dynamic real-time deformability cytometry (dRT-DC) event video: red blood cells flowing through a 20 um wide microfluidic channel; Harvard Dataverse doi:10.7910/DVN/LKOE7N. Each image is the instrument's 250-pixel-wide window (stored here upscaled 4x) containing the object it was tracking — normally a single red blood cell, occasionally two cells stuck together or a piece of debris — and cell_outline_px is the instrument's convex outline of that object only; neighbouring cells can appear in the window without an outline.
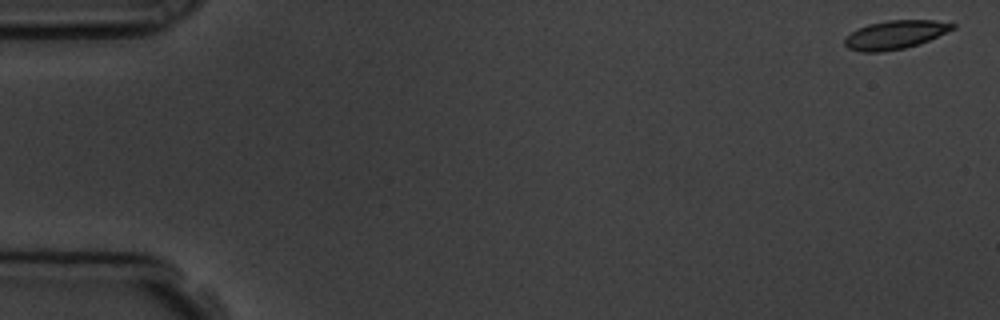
{"species": "common noctule bat (a hibernating species)", "species_latin": "Nyctalus noctula", "temperature_condition": "room temperature", "stored_images_in_passage": 54, "camera_frame_rate_fps": 3000, "um_per_image_px": 0.085, "animal": {"sex": "male", "body_mass_g": 19.5, "forearm_length_mm": 54.6}, "frame": {"image": 1, "passage_image": 1, "time_ms": 0.0, "image_size_px": [1000, 320], "cell_outline_px": [[956, 28], [928, 40], [904, 48], [880, 52], [860, 52], [848, 48], [844, 44], [844, 36], [868, 24], [888, 20], [936, 20], [956, 24]], "centroid_in_image_um": [76.07, 2.95], "position_along_channel_um": 8.9, "area_um2": 17.86}}
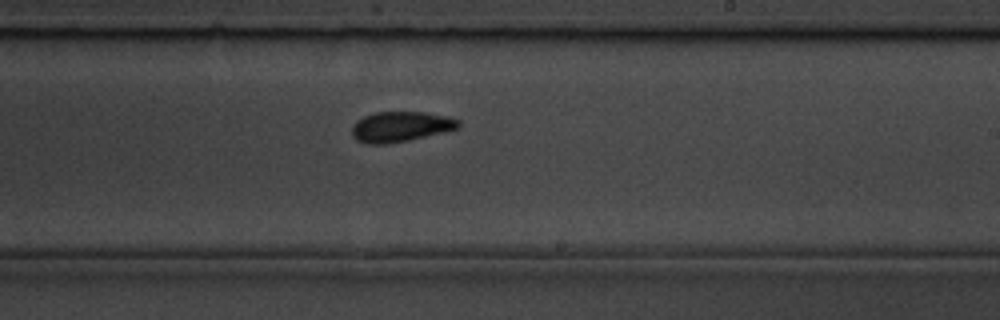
{"frame": {"image": 2, "passage_image": 32, "time_ms": 10.333, "image_size_px": [1000, 320], "cell_outline_px": [[460, 128], [408, 140], [388, 144], [368, 144], [356, 140], [352, 136], [352, 124], [356, 120], [364, 116], [376, 112], [424, 112], [448, 116], [460, 120]], "centroid_in_image_um": [34.03, 10.76], "position_along_channel_um": 255.0, "area_um2": 18.9}}
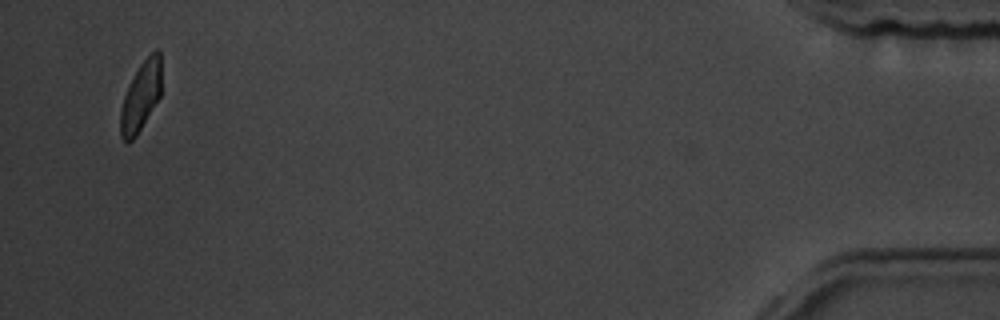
{"frame": {"image": 3, "passage_image": 52, "time_ms": 17.0, "image_size_px": [1000, 320], "cell_outline_px": [[160, 96], [136, 136], [128, 144], [120, 136], [120, 112], [124, 96], [128, 84], [132, 76], [140, 64], [156, 48], [160, 48]], "centroid_in_image_um": [11.95, 8.19], "position_along_channel_um": 423.3, "area_um2": 16.47}, "authors_computed_cell_mechanics": {"area_um2": 18.2359, "velocity_mm_per_s": 3.775, "shape_relaxation_time_tau1_ms": 2.6886, "shape_relaxation_time_tau2_ms": 1.9191, "deformation_change_tau1": 0.1066, "deformation_change_tau2": 0.0621}}